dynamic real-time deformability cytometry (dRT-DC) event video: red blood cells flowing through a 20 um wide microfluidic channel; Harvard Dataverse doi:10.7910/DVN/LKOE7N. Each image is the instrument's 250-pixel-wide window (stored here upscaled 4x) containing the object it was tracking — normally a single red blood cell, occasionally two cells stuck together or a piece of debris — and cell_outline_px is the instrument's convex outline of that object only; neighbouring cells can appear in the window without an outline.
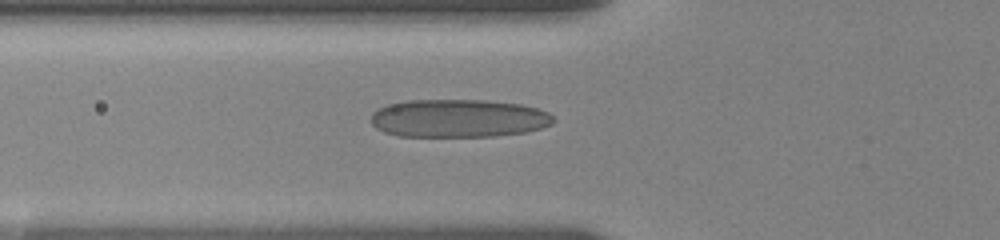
{"species": "human", "species_latin": "Homo sapiens", "temperature_condition": "room temperature", "stored_images_in_passage": 54, "camera_frame_rate_fps": 3000, "um_per_image_px": 0.085, "donor": {"sex": "female"}, "frame": {"image": 1, "passage_image": 9, "time_ms": 2.0, "image_size_px": [1000, 240], "cell_outline_px": [[556, 120], [552, 124], [540, 128], [524, 132], [492, 136], [396, 136], [384, 132], [376, 128], [372, 124], [372, 112], [376, 108], [388, 104], [408, 100], [484, 100], [520, 104], [536, 108], [548, 112]], "centroid_in_image_um": [38.94, 10.05], "position_along_channel_um": 86.9, "area_um2": 40.52}}
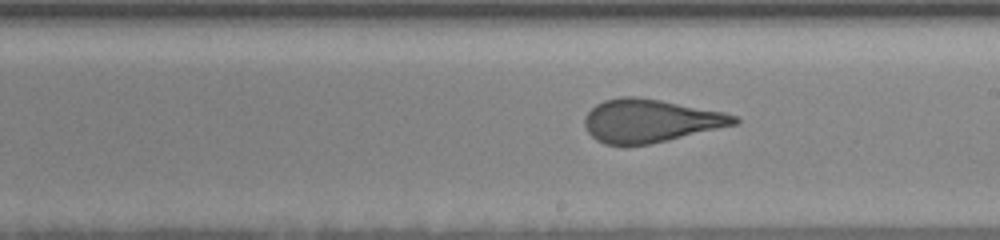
{"frame": {"image": 2, "passage_image": 25, "time_ms": 6.0, "image_size_px": [1000, 240], "cell_outline_px": [[740, 120], [736, 124], [648, 144], [604, 144], [596, 140], [588, 132], [584, 124], [584, 116], [596, 104], [604, 100], [620, 96], [636, 96], [660, 100], [724, 112], [736, 116]], "centroid_in_image_um": [55.23, 10.25], "position_along_channel_um": 233.8, "area_um2": 37.11}}
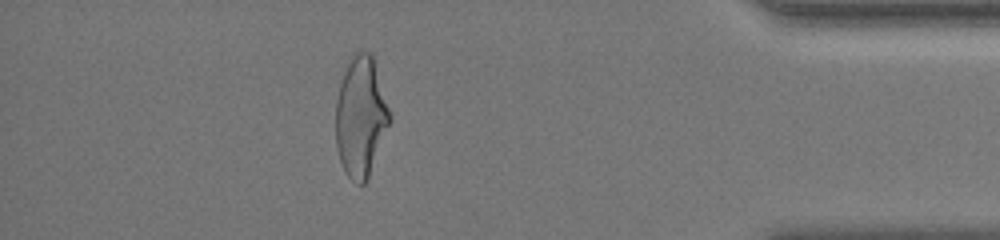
{"frame": {"image": 3, "passage_image": 45, "time_ms": 11.667, "image_size_px": [1000, 240], "cell_outline_px": [[392, 120], [368, 176], [364, 184], [360, 184], [352, 180], [344, 172], [336, 148], [336, 100], [340, 84], [344, 72], [352, 52], [372, 52]], "centroid_in_image_um": [30.66, 9.91], "position_along_channel_um": 404.5, "area_um2": 37.69}, "authors_computed_cell_mechanics": {"area_um2": 38.3214, "velocity_mm_per_s": 3.6428, "shape_relaxation_time_tau1_ms": 5.302, "shape_relaxation_time_tau2_ms": 0.7951, "deformation_change_tau1": 0.198, "deformation_change_tau2": 0.0879}}